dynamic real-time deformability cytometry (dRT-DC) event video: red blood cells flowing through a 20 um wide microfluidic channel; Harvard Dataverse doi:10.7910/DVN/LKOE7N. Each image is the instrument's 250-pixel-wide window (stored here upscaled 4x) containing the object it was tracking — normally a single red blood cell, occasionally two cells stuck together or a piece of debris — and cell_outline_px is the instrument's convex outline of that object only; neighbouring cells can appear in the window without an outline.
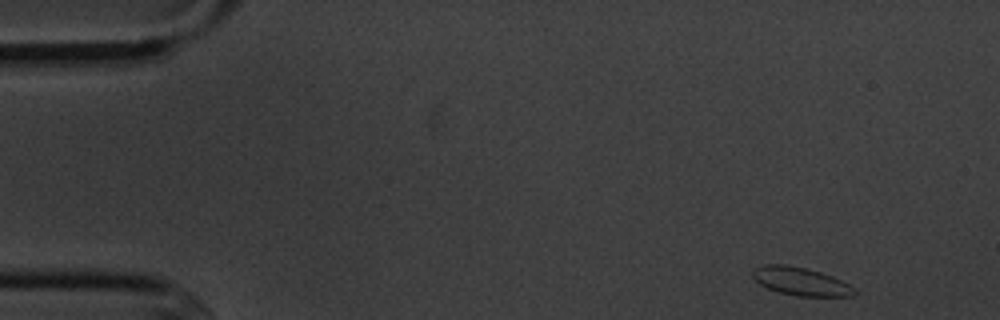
{"species": "common noctule bat (a hibernating species)", "species_latin": "Nyctalus noctula", "temperature_condition": "cold", "stored_images_in_passage": 4, "camera_frame_rate_fps": 3000, "um_per_image_px": 0.085, "animal": {"sex": "male", "body_mass_g": 20.1, "forearm_length_mm": 53.5}, "frame": {"image": 1, "passage_image": 1, "time_ms": 0.0, "image_size_px": [1000, 320], "cell_outline_px": [[856, 292], [852, 296], [796, 296], [780, 292], [768, 288], [760, 284], [752, 276], [752, 268], [764, 264], [784, 264], [804, 268], [820, 272], [832, 276], [856, 288]], "centroid_in_image_um": [68.04, 23.91], "position_along_channel_um": 17.0, "area_um2": 16.59}}